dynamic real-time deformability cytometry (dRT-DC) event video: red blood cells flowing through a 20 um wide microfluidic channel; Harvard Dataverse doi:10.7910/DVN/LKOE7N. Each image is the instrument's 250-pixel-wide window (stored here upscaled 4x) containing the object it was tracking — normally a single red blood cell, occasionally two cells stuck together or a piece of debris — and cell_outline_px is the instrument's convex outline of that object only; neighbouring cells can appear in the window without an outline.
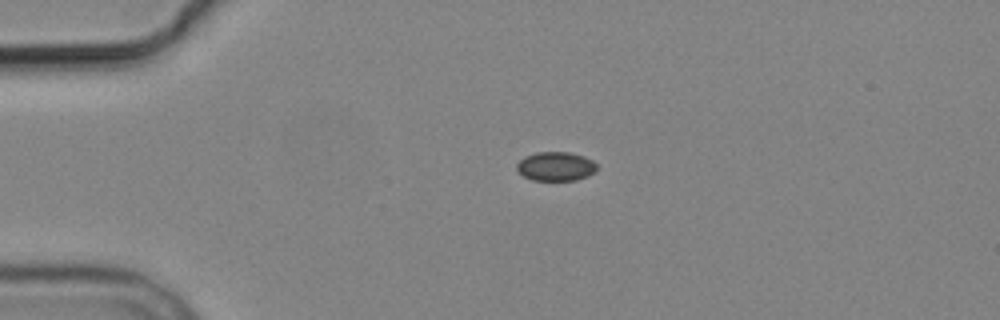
{"species": "common noctule bat (a hibernating species)", "species_latin": "Nyctalus noctula", "temperature_condition": "cold", "stored_images_in_passage": 2, "camera_frame_rate_fps": 3000, "um_per_image_px": 0.085, "animal": {"sex": "male", "body_mass_g": 19.2, "forearm_length_mm": 51.8}, "frame": {"image": 1, "passage_image": 1, "time_ms": 0.0, "image_size_px": [1000, 320], "cell_outline_px": [[596, 172], [588, 176], [576, 180], [532, 180], [524, 176], [516, 168], [516, 164], [524, 156], [536, 152], [568, 152], [584, 156], [592, 160], [596, 164]], "centroid_in_image_um": [47.24, 14.14], "position_along_channel_um": 37.8, "area_um2": 13.58}}